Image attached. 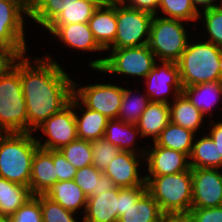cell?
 <instances>
[{
  "label": "cell",
  "mask_w": 222,
  "mask_h": 222,
  "mask_svg": "<svg viewBox=\"0 0 222 222\" xmlns=\"http://www.w3.org/2000/svg\"><path fill=\"white\" fill-rule=\"evenodd\" d=\"M199 13L192 0H160L159 8L155 15L168 19L182 20L188 22L190 27L195 28Z\"/></svg>",
  "instance_id": "32"
},
{
  "label": "cell",
  "mask_w": 222,
  "mask_h": 222,
  "mask_svg": "<svg viewBox=\"0 0 222 222\" xmlns=\"http://www.w3.org/2000/svg\"><path fill=\"white\" fill-rule=\"evenodd\" d=\"M27 132L28 116L20 80V57L0 74V133Z\"/></svg>",
  "instance_id": "5"
},
{
  "label": "cell",
  "mask_w": 222,
  "mask_h": 222,
  "mask_svg": "<svg viewBox=\"0 0 222 222\" xmlns=\"http://www.w3.org/2000/svg\"><path fill=\"white\" fill-rule=\"evenodd\" d=\"M88 24L95 41L106 51L114 43L117 34L116 4H100Z\"/></svg>",
  "instance_id": "20"
},
{
  "label": "cell",
  "mask_w": 222,
  "mask_h": 222,
  "mask_svg": "<svg viewBox=\"0 0 222 222\" xmlns=\"http://www.w3.org/2000/svg\"><path fill=\"white\" fill-rule=\"evenodd\" d=\"M64 9L50 25H67L73 23H88L94 11L99 7L96 0H79L63 2Z\"/></svg>",
  "instance_id": "33"
},
{
  "label": "cell",
  "mask_w": 222,
  "mask_h": 222,
  "mask_svg": "<svg viewBox=\"0 0 222 222\" xmlns=\"http://www.w3.org/2000/svg\"><path fill=\"white\" fill-rule=\"evenodd\" d=\"M73 95L88 109L95 110L109 120L117 119L122 104L124 86L116 83L93 82L80 84L73 80ZM106 83V84H105ZM120 85V86H119Z\"/></svg>",
  "instance_id": "9"
},
{
  "label": "cell",
  "mask_w": 222,
  "mask_h": 222,
  "mask_svg": "<svg viewBox=\"0 0 222 222\" xmlns=\"http://www.w3.org/2000/svg\"><path fill=\"white\" fill-rule=\"evenodd\" d=\"M153 14L116 4L117 34L108 49L148 45Z\"/></svg>",
  "instance_id": "8"
},
{
  "label": "cell",
  "mask_w": 222,
  "mask_h": 222,
  "mask_svg": "<svg viewBox=\"0 0 222 222\" xmlns=\"http://www.w3.org/2000/svg\"><path fill=\"white\" fill-rule=\"evenodd\" d=\"M46 54V55H45ZM20 56V80L28 116V133L66 107L73 96L72 78L50 53ZM66 70V71H64Z\"/></svg>",
  "instance_id": "1"
},
{
  "label": "cell",
  "mask_w": 222,
  "mask_h": 222,
  "mask_svg": "<svg viewBox=\"0 0 222 222\" xmlns=\"http://www.w3.org/2000/svg\"><path fill=\"white\" fill-rule=\"evenodd\" d=\"M99 4L103 5H114L119 4L121 0H96Z\"/></svg>",
  "instance_id": "48"
},
{
  "label": "cell",
  "mask_w": 222,
  "mask_h": 222,
  "mask_svg": "<svg viewBox=\"0 0 222 222\" xmlns=\"http://www.w3.org/2000/svg\"><path fill=\"white\" fill-rule=\"evenodd\" d=\"M92 147V165L104 172L109 163L121 152V150L114 146L111 142H108L104 137L91 141Z\"/></svg>",
  "instance_id": "38"
},
{
  "label": "cell",
  "mask_w": 222,
  "mask_h": 222,
  "mask_svg": "<svg viewBox=\"0 0 222 222\" xmlns=\"http://www.w3.org/2000/svg\"><path fill=\"white\" fill-rule=\"evenodd\" d=\"M73 181L82 189L87 197L99 195L107 192V190L115 189L116 186L111 178L93 165H89L80 169L74 176Z\"/></svg>",
  "instance_id": "28"
},
{
  "label": "cell",
  "mask_w": 222,
  "mask_h": 222,
  "mask_svg": "<svg viewBox=\"0 0 222 222\" xmlns=\"http://www.w3.org/2000/svg\"><path fill=\"white\" fill-rule=\"evenodd\" d=\"M189 165L190 168L222 169L220 149L206 132L195 135Z\"/></svg>",
  "instance_id": "26"
},
{
  "label": "cell",
  "mask_w": 222,
  "mask_h": 222,
  "mask_svg": "<svg viewBox=\"0 0 222 222\" xmlns=\"http://www.w3.org/2000/svg\"><path fill=\"white\" fill-rule=\"evenodd\" d=\"M16 58L17 56L10 49L0 47V74L13 65Z\"/></svg>",
  "instance_id": "45"
},
{
  "label": "cell",
  "mask_w": 222,
  "mask_h": 222,
  "mask_svg": "<svg viewBox=\"0 0 222 222\" xmlns=\"http://www.w3.org/2000/svg\"><path fill=\"white\" fill-rule=\"evenodd\" d=\"M159 2L160 0H121L120 4L155 15L159 8Z\"/></svg>",
  "instance_id": "43"
},
{
  "label": "cell",
  "mask_w": 222,
  "mask_h": 222,
  "mask_svg": "<svg viewBox=\"0 0 222 222\" xmlns=\"http://www.w3.org/2000/svg\"><path fill=\"white\" fill-rule=\"evenodd\" d=\"M147 146L144 154L145 176L176 174L190 169L186 154L158 146L155 142Z\"/></svg>",
  "instance_id": "16"
},
{
  "label": "cell",
  "mask_w": 222,
  "mask_h": 222,
  "mask_svg": "<svg viewBox=\"0 0 222 222\" xmlns=\"http://www.w3.org/2000/svg\"><path fill=\"white\" fill-rule=\"evenodd\" d=\"M147 191L167 217L184 218L192 208L191 168L176 174L145 176Z\"/></svg>",
  "instance_id": "4"
},
{
  "label": "cell",
  "mask_w": 222,
  "mask_h": 222,
  "mask_svg": "<svg viewBox=\"0 0 222 222\" xmlns=\"http://www.w3.org/2000/svg\"><path fill=\"white\" fill-rule=\"evenodd\" d=\"M170 122L190 129L196 134L206 131V117L199 111L188 98L181 93L170 104ZM205 122V123H204ZM203 129V130H202Z\"/></svg>",
  "instance_id": "25"
},
{
  "label": "cell",
  "mask_w": 222,
  "mask_h": 222,
  "mask_svg": "<svg viewBox=\"0 0 222 222\" xmlns=\"http://www.w3.org/2000/svg\"><path fill=\"white\" fill-rule=\"evenodd\" d=\"M36 131H40V135ZM33 133L37 135L35 140L39 148L45 150H59L76 140L75 96H72L70 103L66 107L50 116Z\"/></svg>",
  "instance_id": "10"
},
{
  "label": "cell",
  "mask_w": 222,
  "mask_h": 222,
  "mask_svg": "<svg viewBox=\"0 0 222 222\" xmlns=\"http://www.w3.org/2000/svg\"><path fill=\"white\" fill-rule=\"evenodd\" d=\"M164 222H188L185 218L168 217Z\"/></svg>",
  "instance_id": "49"
},
{
  "label": "cell",
  "mask_w": 222,
  "mask_h": 222,
  "mask_svg": "<svg viewBox=\"0 0 222 222\" xmlns=\"http://www.w3.org/2000/svg\"><path fill=\"white\" fill-rule=\"evenodd\" d=\"M196 133L190 129L169 123L154 141L158 146L173 149L190 156Z\"/></svg>",
  "instance_id": "30"
},
{
  "label": "cell",
  "mask_w": 222,
  "mask_h": 222,
  "mask_svg": "<svg viewBox=\"0 0 222 222\" xmlns=\"http://www.w3.org/2000/svg\"><path fill=\"white\" fill-rule=\"evenodd\" d=\"M170 123L169 103L151 102L136 123L137 129L145 142H154L161 131ZM150 138V139H149Z\"/></svg>",
  "instance_id": "22"
},
{
  "label": "cell",
  "mask_w": 222,
  "mask_h": 222,
  "mask_svg": "<svg viewBox=\"0 0 222 222\" xmlns=\"http://www.w3.org/2000/svg\"><path fill=\"white\" fill-rule=\"evenodd\" d=\"M35 135L27 132L0 133V177L29 187Z\"/></svg>",
  "instance_id": "3"
},
{
  "label": "cell",
  "mask_w": 222,
  "mask_h": 222,
  "mask_svg": "<svg viewBox=\"0 0 222 222\" xmlns=\"http://www.w3.org/2000/svg\"><path fill=\"white\" fill-rule=\"evenodd\" d=\"M0 1L15 5L26 16V18H28V20L30 19L34 9V0H0Z\"/></svg>",
  "instance_id": "46"
},
{
  "label": "cell",
  "mask_w": 222,
  "mask_h": 222,
  "mask_svg": "<svg viewBox=\"0 0 222 222\" xmlns=\"http://www.w3.org/2000/svg\"><path fill=\"white\" fill-rule=\"evenodd\" d=\"M0 222H11V221L9 217L0 215Z\"/></svg>",
  "instance_id": "50"
},
{
  "label": "cell",
  "mask_w": 222,
  "mask_h": 222,
  "mask_svg": "<svg viewBox=\"0 0 222 222\" xmlns=\"http://www.w3.org/2000/svg\"><path fill=\"white\" fill-rule=\"evenodd\" d=\"M48 32L49 35H51L54 40H59L58 42H61L63 47H68L69 49H72L71 51H79L82 55L86 52H93L92 54H100L97 59L93 58L90 60L88 58L89 63V69H99L105 60V55L102 56V54L105 51L98 45V43L95 41L92 31L90 30L88 23H73V24H67V25H49L44 33L46 34ZM57 38V39H56ZM82 51V52H81ZM102 52V54H101ZM101 57V58H99ZM91 61V62H90Z\"/></svg>",
  "instance_id": "11"
},
{
  "label": "cell",
  "mask_w": 222,
  "mask_h": 222,
  "mask_svg": "<svg viewBox=\"0 0 222 222\" xmlns=\"http://www.w3.org/2000/svg\"><path fill=\"white\" fill-rule=\"evenodd\" d=\"M195 8L201 12L217 6L218 0H192Z\"/></svg>",
  "instance_id": "47"
},
{
  "label": "cell",
  "mask_w": 222,
  "mask_h": 222,
  "mask_svg": "<svg viewBox=\"0 0 222 222\" xmlns=\"http://www.w3.org/2000/svg\"><path fill=\"white\" fill-rule=\"evenodd\" d=\"M142 84L146 86L143 90L151 102L170 104L182 93L183 89L178 65L172 61H157Z\"/></svg>",
  "instance_id": "12"
},
{
  "label": "cell",
  "mask_w": 222,
  "mask_h": 222,
  "mask_svg": "<svg viewBox=\"0 0 222 222\" xmlns=\"http://www.w3.org/2000/svg\"><path fill=\"white\" fill-rule=\"evenodd\" d=\"M75 120L77 138L91 142L104 137L109 119L98 111L88 109L75 97Z\"/></svg>",
  "instance_id": "24"
},
{
  "label": "cell",
  "mask_w": 222,
  "mask_h": 222,
  "mask_svg": "<svg viewBox=\"0 0 222 222\" xmlns=\"http://www.w3.org/2000/svg\"><path fill=\"white\" fill-rule=\"evenodd\" d=\"M76 1L79 0H34V9L29 23L32 21V25L35 23V27L38 26L44 31L63 11V2L75 3Z\"/></svg>",
  "instance_id": "35"
},
{
  "label": "cell",
  "mask_w": 222,
  "mask_h": 222,
  "mask_svg": "<svg viewBox=\"0 0 222 222\" xmlns=\"http://www.w3.org/2000/svg\"><path fill=\"white\" fill-rule=\"evenodd\" d=\"M24 17L15 5L0 1V47L10 49L17 57L30 50L25 33L28 20Z\"/></svg>",
  "instance_id": "13"
},
{
  "label": "cell",
  "mask_w": 222,
  "mask_h": 222,
  "mask_svg": "<svg viewBox=\"0 0 222 222\" xmlns=\"http://www.w3.org/2000/svg\"><path fill=\"white\" fill-rule=\"evenodd\" d=\"M200 22H202L201 26L199 25ZM195 28L197 35L204 36L202 39L222 48V10L220 8L213 7L201 11ZM200 28L203 29L201 30ZM203 33L204 35H202Z\"/></svg>",
  "instance_id": "34"
},
{
  "label": "cell",
  "mask_w": 222,
  "mask_h": 222,
  "mask_svg": "<svg viewBox=\"0 0 222 222\" xmlns=\"http://www.w3.org/2000/svg\"><path fill=\"white\" fill-rule=\"evenodd\" d=\"M33 196L28 186L0 177V215L10 217Z\"/></svg>",
  "instance_id": "29"
},
{
  "label": "cell",
  "mask_w": 222,
  "mask_h": 222,
  "mask_svg": "<svg viewBox=\"0 0 222 222\" xmlns=\"http://www.w3.org/2000/svg\"><path fill=\"white\" fill-rule=\"evenodd\" d=\"M59 150L76 169L92 165L93 163L90 141L77 138Z\"/></svg>",
  "instance_id": "36"
},
{
  "label": "cell",
  "mask_w": 222,
  "mask_h": 222,
  "mask_svg": "<svg viewBox=\"0 0 222 222\" xmlns=\"http://www.w3.org/2000/svg\"><path fill=\"white\" fill-rule=\"evenodd\" d=\"M119 188L90 196L82 222H118Z\"/></svg>",
  "instance_id": "19"
},
{
  "label": "cell",
  "mask_w": 222,
  "mask_h": 222,
  "mask_svg": "<svg viewBox=\"0 0 222 222\" xmlns=\"http://www.w3.org/2000/svg\"><path fill=\"white\" fill-rule=\"evenodd\" d=\"M147 191V184L138 187L119 188V209L118 219L124 214L132 204H135L138 199Z\"/></svg>",
  "instance_id": "41"
},
{
  "label": "cell",
  "mask_w": 222,
  "mask_h": 222,
  "mask_svg": "<svg viewBox=\"0 0 222 222\" xmlns=\"http://www.w3.org/2000/svg\"><path fill=\"white\" fill-rule=\"evenodd\" d=\"M207 125L208 129L206 128V133L218 146V148L220 149V156H222V119L217 120V122L211 119L208 121Z\"/></svg>",
  "instance_id": "44"
},
{
  "label": "cell",
  "mask_w": 222,
  "mask_h": 222,
  "mask_svg": "<svg viewBox=\"0 0 222 222\" xmlns=\"http://www.w3.org/2000/svg\"><path fill=\"white\" fill-rule=\"evenodd\" d=\"M188 24L178 19L153 16L148 46L158 61H178L193 34L190 27L188 30Z\"/></svg>",
  "instance_id": "6"
},
{
  "label": "cell",
  "mask_w": 222,
  "mask_h": 222,
  "mask_svg": "<svg viewBox=\"0 0 222 222\" xmlns=\"http://www.w3.org/2000/svg\"><path fill=\"white\" fill-rule=\"evenodd\" d=\"M105 60L99 69H91L105 75L113 77H127L139 79L141 81L154 68L158 61L148 45L130 47L122 49H107ZM110 73V74H109ZM119 75V76H118ZM136 77V78H135Z\"/></svg>",
  "instance_id": "7"
},
{
  "label": "cell",
  "mask_w": 222,
  "mask_h": 222,
  "mask_svg": "<svg viewBox=\"0 0 222 222\" xmlns=\"http://www.w3.org/2000/svg\"><path fill=\"white\" fill-rule=\"evenodd\" d=\"M9 218L11 222H43L42 210L40 207V194L33 195Z\"/></svg>",
  "instance_id": "39"
},
{
  "label": "cell",
  "mask_w": 222,
  "mask_h": 222,
  "mask_svg": "<svg viewBox=\"0 0 222 222\" xmlns=\"http://www.w3.org/2000/svg\"><path fill=\"white\" fill-rule=\"evenodd\" d=\"M57 181L53 150L38 148L32 161L30 191L33 195L45 194Z\"/></svg>",
  "instance_id": "17"
},
{
  "label": "cell",
  "mask_w": 222,
  "mask_h": 222,
  "mask_svg": "<svg viewBox=\"0 0 222 222\" xmlns=\"http://www.w3.org/2000/svg\"><path fill=\"white\" fill-rule=\"evenodd\" d=\"M167 218L157 201L146 191L135 204L124 211L118 222H164Z\"/></svg>",
  "instance_id": "27"
},
{
  "label": "cell",
  "mask_w": 222,
  "mask_h": 222,
  "mask_svg": "<svg viewBox=\"0 0 222 222\" xmlns=\"http://www.w3.org/2000/svg\"><path fill=\"white\" fill-rule=\"evenodd\" d=\"M45 195L65 210L84 216L88 197L73 180L57 181Z\"/></svg>",
  "instance_id": "23"
},
{
  "label": "cell",
  "mask_w": 222,
  "mask_h": 222,
  "mask_svg": "<svg viewBox=\"0 0 222 222\" xmlns=\"http://www.w3.org/2000/svg\"><path fill=\"white\" fill-rule=\"evenodd\" d=\"M137 89H139V86L133 90L130 87L124 88L122 104L117 116L118 120L136 124L147 108L150 103L148 95L143 91V94H141V91L137 92Z\"/></svg>",
  "instance_id": "31"
},
{
  "label": "cell",
  "mask_w": 222,
  "mask_h": 222,
  "mask_svg": "<svg viewBox=\"0 0 222 222\" xmlns=\"http://www.w3.org/2000/svg\"><path fill=\"white\" fill-rule=\"evenodd\" d=\"M104 138L114 146L118 147L121 151L145 154L147 144L145 143L141 148L139 142H137L140 138L141 141L142 137L136 124L126 123L118 119L108 120Z\"/></svg>",
  "instance_id": "21"
},
{
  "label": "cell",
  "mask_w": 222,
  "mask_h": 222,
  "mask_svg": "<svg viewBox=\"0 0 222 222\" xmlns=\"http://www.w3.org/2000/svg\"><path fill=\"white\" fill-rule=\"evenodd\" d=\"M192 208L222 206V169L191 168Z\"/></svg>",
  "instance_id": "14"
},
{
  "label": "cell",
  "mask_w": 222,
  "mask_h": 222,
  "mask_svg": "<svg viewBox=\"0 0 222 222\" xmlns=\"http://www.w3.org/2000/svg\"><path fill=\"white\" fill-rule=\"evenodd\" d=\"M144 154L121 151L104 171L118 188L143 186L145 181ZM144 172V173H143ZM143 174V175H142Z\"/></svg>",
  "instance_id": "15"
},
{
  "label": "cell",
  "mask_w": 222,
  "mask_h": 222,
  "mask_svg": "<svg viewBox=\"0 0 222 222\" xmlns=\"http://www.w3.org/2000/svg\"><path fill=\"white\" fill-rule=\"evenodd\" d=\"M182 93L206 117L211 120L222 102V80L183 87ZM218 105V106H217ZM210 118V119H209Z\"/></svg>",
  "instance_id": "18"
},
{
  "label": "cell",
  "mask_w": 222,
  "mask_h": 222,
  "mask_svg": "<svg viewBox=\"0 0 222 222\" xmlns=\"http://www.w3.org/2000/svg\"><path fill=\"white\" fill-rule=\"evenodd\" d=\"M193 37L176 62L182 87L222 80V48Z\"/></svg>",
  "instance_id": "2"
},
{
  "label": "cell",
  "mask_w": 222,
  "mask_h": 222,
  "mask_svg": "<svg viewBox=\"0 0 222 222\" xmlns=\"http://www.w3.org/2000/svg\"><path fill=\"white\" fill-rule=\"evenodd\" d=\"M40 207L43 222H82L81 216L65 210L59 203L52 201L45 194H40ZM77 216V217H76Z\"/></svg>",
  "instance_id": "37"
},
{
  "label": "cell",
  "mask_w": 222,
  "mask_h": 222,
  "mask_svg": "<svg viewBox=\"0 0 222 222\" xmlns=\"http://www.w3.org/2000/svg\"><path fill=\"white\" fill-rule=\"evenodd\" d=\"M216 7L220 8L222 10V0H218Z\"/></svg>",
  "instance_id": "51"
},
{
  "label": "cell",
  "mask_w": 222,
  "mask_h": 222,
  "mask_svg": "<svg viewBox=\"0 0 222 222\" xmlns=\"http://www.w3.org/2000/svg\"><path fill=\"white\" fill-rule=\"evenodd\" d=\"M184 218L188 222H222V206L191 208Z\"/></svg>",
  "instance_id": "40"
},
{
  "label": "cell",
  "mask_w": 222,
  "mask_h": 222,
  "mask_svg": "<svg viewBox=\"0 0 222 222\" xmlns=\"http://www.w3.org/2000/svg\"><path fill=\"white\" fill-rule=\"evenodd\" d=\"M53 164L58 181L74 179L77 169L65 158L60 150H53Z\"/></svg>",
  "instance_id": "42"
}]
</instances>
